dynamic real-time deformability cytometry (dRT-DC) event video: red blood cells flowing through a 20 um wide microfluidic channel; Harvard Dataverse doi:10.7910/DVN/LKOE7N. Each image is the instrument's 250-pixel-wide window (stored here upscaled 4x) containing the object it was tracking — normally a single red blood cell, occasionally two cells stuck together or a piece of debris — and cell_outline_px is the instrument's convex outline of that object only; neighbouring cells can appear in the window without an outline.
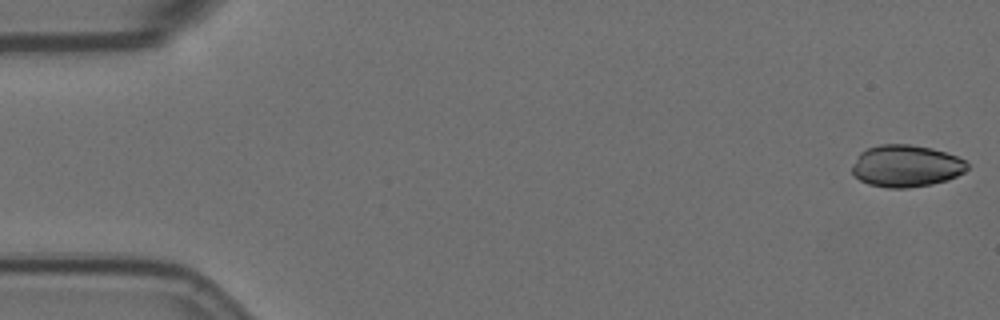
{"species": "Egyptian fruit bat (a non-hibernating species)", "species_latin": "Rousettus aegyptiacus", "temperature_condition": "room temperature", "stored_images_in_passage": 53, "camera_frame_rate_fps": 3000, "um_per_image_px": 0.085, "animal": {"sex": "female"}, "frame": {"image": 1, "passage_image": 1, "time_ms": 0.0, "image_size_px": [1000, 320], "cell_outline_px": [[968, 168], [964, 172], [948, 180], [932, 184], [908, 188], [888, 188], [868, 184], [860, 180], [852, 172], [852, 164], [860, 152], [868, 148], [880, 144], [908, 144], [932, 148], [956, 156], [964, 160], [968, 164]], "centroid_in_image_um": [77.01, 14.11], "position_along_channel_um": 8.0, "area_um2": 28.21}}
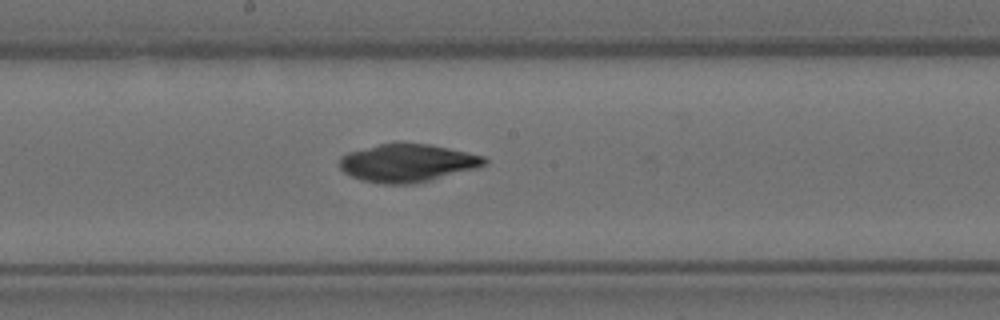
{"frame": {"image": 2, "passage_image": 30, "time_ms": 9.667, "image_size_px": [1000, 320], "cell_outline_px": [[488, 160], [484, 164], [476, 168], [416, 184], [380, 184], [360, 180], [344, 172], [340, 168], [340, 156], [348, 152], [396, 140], [428, 144], [448, 148], [484, 156]], "centroid_in_image_um": [34.59, 13.84], "position_along_channel_um": 213.6, "area_um2": 32.43}}
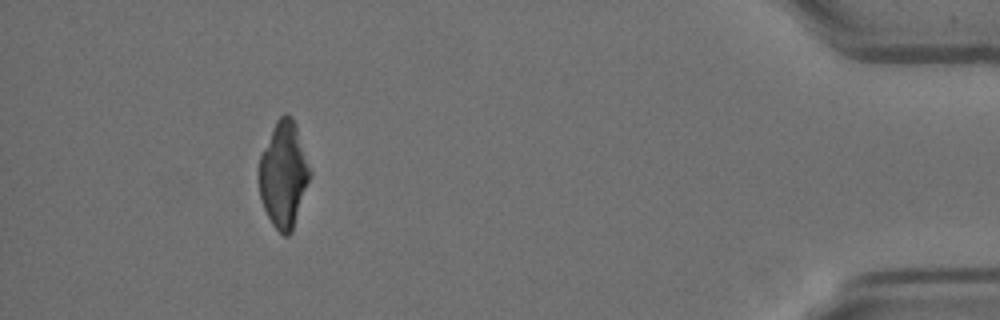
{"frame": {"image": 3, "passage_image": 52, "time_ms": 17.0, "image_size_px": [1000, 320], "cell_outline_px": [[312, 176], [292, 232], [288, 236], [284, 236], [272, 224], [264, 208], [260, 196], [260, 156], [276, 120], [284, 112], [292, 116], [296, 124], [312, 172]], "centroid_in_image_um": [24.15, 14.83], "position_along_channel_um": 411.1, "area_um2": 31.5}}